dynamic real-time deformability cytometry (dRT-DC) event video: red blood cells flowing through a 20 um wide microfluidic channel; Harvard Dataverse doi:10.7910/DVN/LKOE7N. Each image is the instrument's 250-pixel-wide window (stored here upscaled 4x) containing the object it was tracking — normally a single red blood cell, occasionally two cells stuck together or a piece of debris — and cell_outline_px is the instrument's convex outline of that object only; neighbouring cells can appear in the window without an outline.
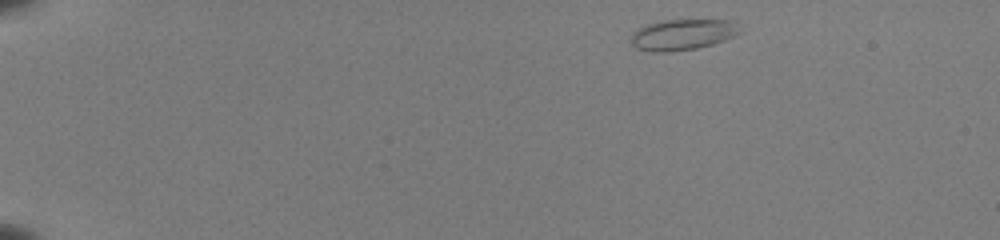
{"species": "common noctule bat (a hibernating species)", "species_latin": "Nyctalus noctula", "temperature_condition": "room temperature", "stored_images_in_passage": 10, "camera_frame_rate_fps": 3000, "um_per_image_px": 0.085, "animal": {"sex": "female", "body_mass_g": 22.0, "forearm_length_mm": 56.7}, "frame": {"image": 1, "passage_image": 1, "time_ms": 0.0, "image_size_px": [1000, 240], "cell_outline_px": [[744, 32], [724, 40], [712, 44], [696, 48], [668, 52], [652, 52], [636, 48], [628, 40], [632, 32], [636, 28], [644, 24], [664, 20], [728, 20], [736, 24]], "centroid_in_image_um": [57.96, 2.94], "position_along_channel_um": 27.0, "area_um2": 19.88}}